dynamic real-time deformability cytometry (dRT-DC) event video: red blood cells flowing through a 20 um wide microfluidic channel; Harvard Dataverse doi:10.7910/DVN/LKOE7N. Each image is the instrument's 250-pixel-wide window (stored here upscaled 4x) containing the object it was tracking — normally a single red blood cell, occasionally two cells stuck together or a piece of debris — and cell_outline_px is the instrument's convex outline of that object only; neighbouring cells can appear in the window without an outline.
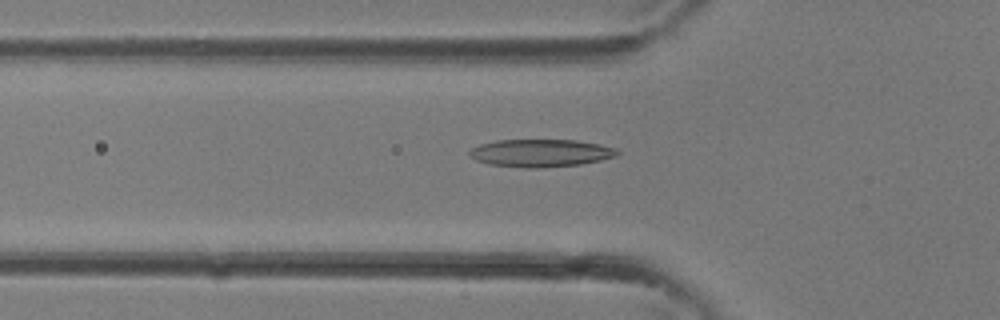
{"species": "common noctule bat (a hibernating species)", "species_latin": "Nyctalus noctula", "temperature_condition": "room temperature", "stored_images_in_passage": 7, "camera_frame_rate_fps": 3000, "um_per_image_px": 0.085, "animal": {"sex": "female"}, "frame": {"image": 1, "passage_image": 6, "time_ms": 1.667, "image_size_px": [1000, 320], "cell_outline_px": [[620, 152], [616, 156], [600, 160], [580, 164], [536, 168], [524, 168], [488, 164], [476, 160], [468, 152], [472, 148], [480, 144], [496, 140], [576, 140], [600, 144], [616, 148]], "centroid_in_image_um": [45.96, 13.0], "position_along_channel_um": 79.8, "area_um2": 23.76}}